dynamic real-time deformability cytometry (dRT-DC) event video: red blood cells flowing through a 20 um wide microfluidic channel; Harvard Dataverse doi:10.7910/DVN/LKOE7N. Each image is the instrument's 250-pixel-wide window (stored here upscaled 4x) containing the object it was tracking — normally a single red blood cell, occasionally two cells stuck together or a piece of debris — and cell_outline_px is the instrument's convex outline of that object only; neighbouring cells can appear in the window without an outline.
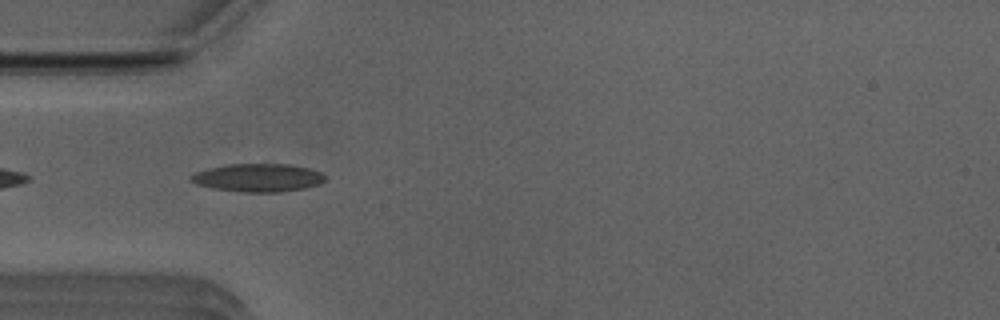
{"species": "Egyptian fruit bat (a non-hibernating species)", "species_latin": "Rousettus aegyptiacus", "temperature_condition": "room temperature", "stored_images_in_passage": 38, "camera_frame_rate_fps": 3000, "um_per_image_px": 0.085, "animal": {"sex": "male"}, "frame": {"image": 1, "passage_image": 2, "time_ms": 0.333, "image_size_px": [1000, 320], "cell_outline_px": [[324, 180], [320, 184], [304, 188], [280, 192], [240, 192], [212, 188], [196, 184], [188, 180], [188, 176], [196, 172], [208, 168], [228, 164], [288, 164], [308, 168], [320, 172], [324, 176]], "centroid_in_image_um": [21.88, 15.11], "position_along_channel_um": 63.1, "area_um2": 22.02}}
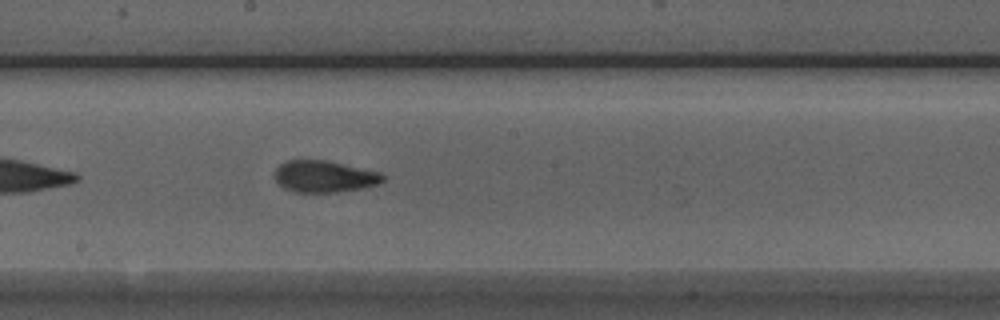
{"frame": {"image": 2, "passage_image": 14, "time_ms": 4.333, "image_size_px": [1000, 320], "cell_outline_px": [[384, 180], [376, 184], [360, 188], [336, 192], [292, 192], [284, 188], [272, 176], [272, 172], [280, 164], [288, 160], [328, 160], [380, 172], [384, 176]], "centroid_in_image_um": [27.51, 14.99], "position_along_channel_um": 220.7, "area_um2": 20.06}}
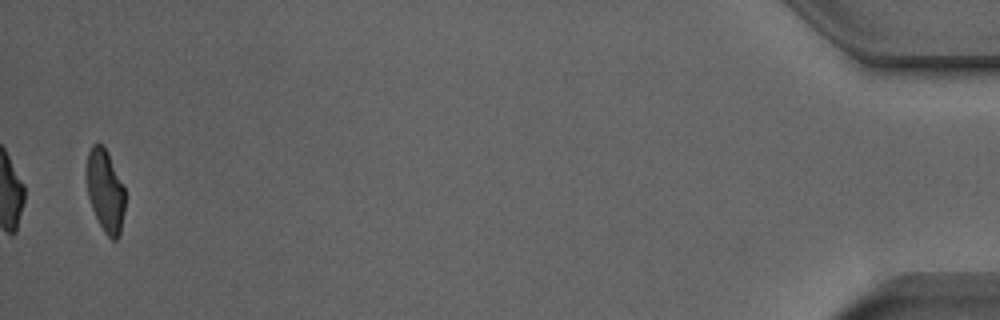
{"frame": {"image": 3, "passage_image": 37, "time_ms": 12.0, "image_size_px": [1000, 320], "cell_outline_px": [[124, 212], [120, 236], [116, 240], [112, 240], [104, 232], [92, 208], [88, 196], [88, 152], [92, 144], [104, 144], [124, 184]], "centroid_in_image_um": [8.98, 16.22], "position_along_channel_um": 426.2, "area_um2": 18.38}, "authors_computed_cell_mechanics": {"area_um2": 19.8543, "velocity_mm_per_s": 3.9515, "shape_relaxation_time_tau1_ms": 5.077, "shape_relaxation_time_tau2_ms": 1.319, "deformation_change_tau1": 0.1715, "deformation_change_tau2": 0.0827}}